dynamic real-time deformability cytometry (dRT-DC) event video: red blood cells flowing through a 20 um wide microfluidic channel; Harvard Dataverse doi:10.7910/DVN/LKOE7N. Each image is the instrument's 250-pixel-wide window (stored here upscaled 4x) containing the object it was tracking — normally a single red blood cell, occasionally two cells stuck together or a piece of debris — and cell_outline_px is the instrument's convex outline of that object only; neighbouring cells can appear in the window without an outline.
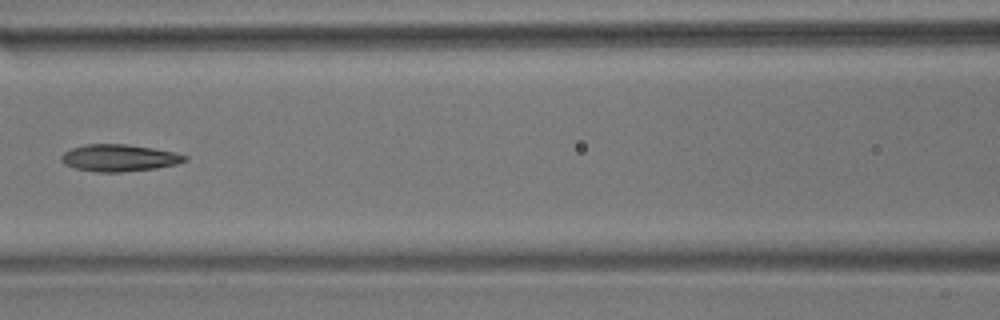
{"species": "common noctule bat (a hibernating species)", "species_latin": "Nyctalus noctula", "temperature_condition": "room temperature", "stored_images_in_passage": 15, "camera_frame_rate_fps": 3000, "um_per_image_px": 0.085, "animal": {"sex": "male", "body_mass_g": 17.9}, "frame": {"image": 1, "passage_image": 7, "time_ms": 8.0, "image_size_px": [1000, 320], "cell_outline_px": [[188, 160], [176, 164], [156, 168], [120, 172], [96, 172], [76, 168], [64, 164], [60, 160], [60, 156], [64, 152], [72, 148], [84, 144], [124, 144], [152, 148], [176, 152], [188, 156]], "centroid_in_image_um": [10.12, 13.42], "position_along_channel_um": 156.5, "area_um2": 19.42}}
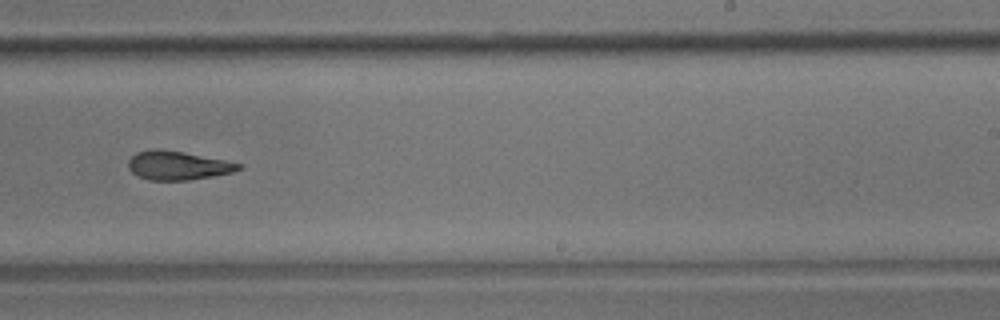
{"frame": {"image": 2, "passage_image": 10, "time_ms": 11.333, "image_size_px": [1000, 320], "cell_outline_px": [[244, 168], [232, 172], [212, 176], [188, 180], [148, 180], [136, 176], [128, 168], [128, 160], [136, 152], [152, 148], [156, 148], [184, 152], [224, 160], [240, 164]], "centroid_in_image_um": [15.06, 14.06], "position_along_channel_um": 273.9, "area_um2": 18.55}}
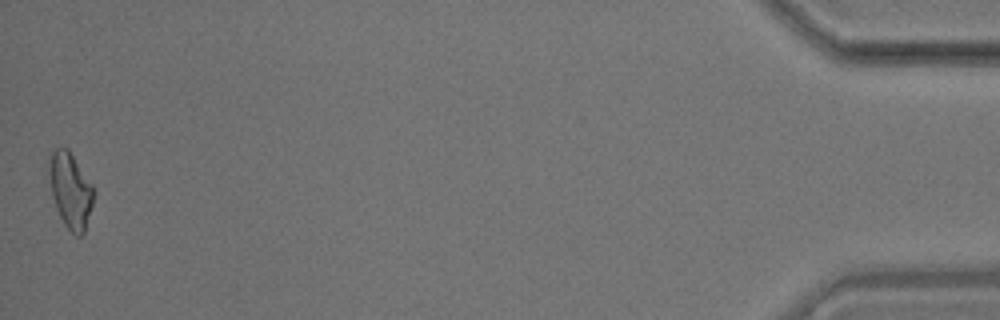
{"frame": {"image": 3, "passage_image": 15, "time_ms": 18.333, "image_size_px": [1000, 320], "cell_outline_px": [[96, 192], [84, 232], [80, 236], [76, 236], [64, 224], [56, 208], [52, 196], [48, 168], [48, 164], [52, 152], [56, 148], [68, 148], [92, 184]], "centroid_in_image_um": [6.0, 16.17], "position_along_channel_um": 429.2, "area_um2": 19.54}}